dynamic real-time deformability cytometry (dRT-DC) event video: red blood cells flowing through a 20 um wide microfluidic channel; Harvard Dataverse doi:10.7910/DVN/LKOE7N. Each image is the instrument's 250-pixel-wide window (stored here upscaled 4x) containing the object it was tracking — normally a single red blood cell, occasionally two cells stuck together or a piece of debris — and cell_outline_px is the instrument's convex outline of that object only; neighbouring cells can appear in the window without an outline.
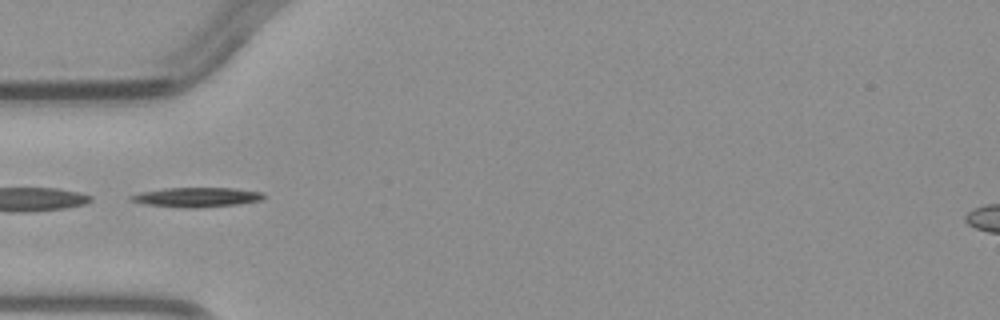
{"species": "common noctule bat (a hibernating species)", "species_latin": "Nyctalus noctula", "temperature_condition": "warm", "stored_images_in_passage": 4, "camera_frame_rate_fps": 3000, "um_per_image_px": 0.085, "animal": {"sex": "male", "body_mass_g": 23.1, "forearm_length_mm": 52.7}, "frame": {"image": 1, "passage_image": 4, "time_ms": 3.667, "image_size_px": [1000, 320], "cell_outline_px": [[264, 200], [240, 204], [196, 208], [184, 208], [144, 204], [128, 200], [128, 196], [140, 192], [164, 188], [236, 188], [264, 192]], "centroid_in_image_um": [16.72, 16.76], "position_along_channel_um": 68.3, "area_um2": 15.43}}